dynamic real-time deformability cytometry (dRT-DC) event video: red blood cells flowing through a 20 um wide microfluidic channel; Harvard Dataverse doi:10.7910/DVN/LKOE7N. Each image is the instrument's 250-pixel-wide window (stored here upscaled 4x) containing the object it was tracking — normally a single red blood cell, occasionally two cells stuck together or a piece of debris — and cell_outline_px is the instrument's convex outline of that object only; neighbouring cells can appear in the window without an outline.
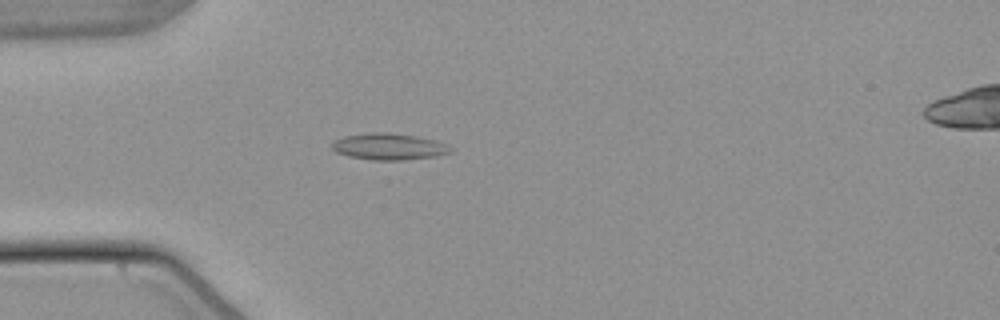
{"species": "common noctule bat (a hibernating species)", "species_latin": "Nyctalus noctula", "temperature_condition": "warm", "stored_images_in_passage": 39, "camera_frame_rate_fps": 3000, "um_per_image_px": 0.085, "animal": {"sex": "male", "body_mass_g": 21.5, "forearm_length_mm": 52.0}, "frame": {"image": 1, "passage_image": 1, "time_ms": 0.0, "image_size_px": [1000, 320], "cell_outline_px": [[452, 152], [436, 156], [400, 160], [372, 160], [348, 156], [336, 152], [332, 148], [332, 144], [336, 140], [344, 136], [372, 132], [388, 132], [416, 136], [436, 140], [448, 144], [452, 148]], "centroid_in_image_um": [33.09, 12.46], "position_along_channel_um": 51.9, "area_um2": 18.32}}
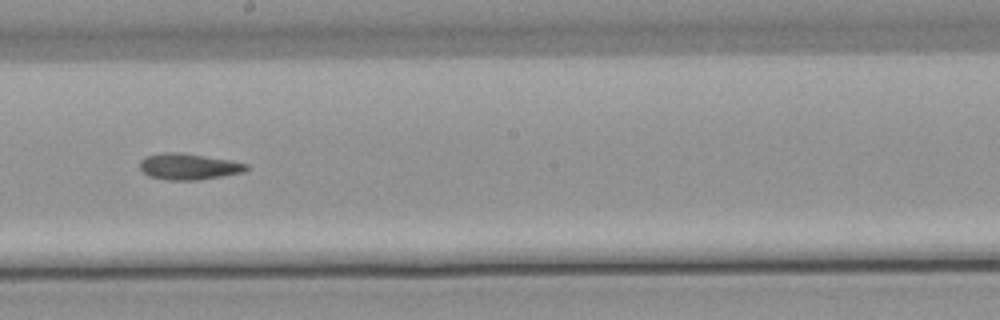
{"frame": {"image": 2, "passage_image": 16, "time_ms": 5.0, "image_size_px": [1000, 320], "cell_outline_px": [[248, 168], [244, 172], [196, 180], [168, 180], [148, 176], [140, 168], [140, 160], [144, 156], [160, 152], [184, 152], [232, 160], [248, 164]], "centroid_in_image_um": [16.01, 14.13], "position_along_channel_um": 232.2, "area_um2": 16.47}}
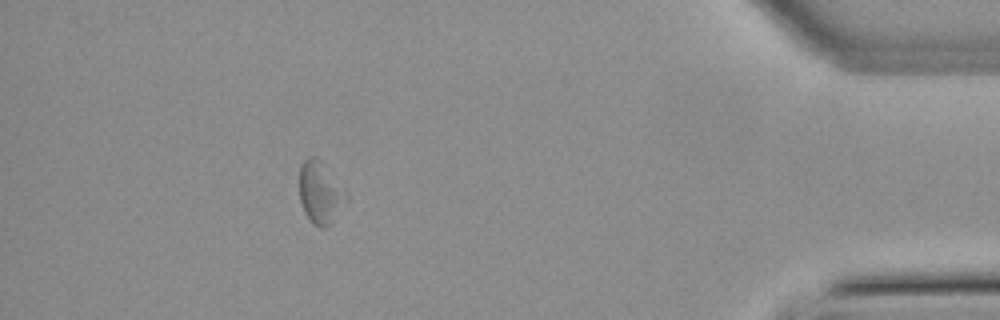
{"frame": {"image": 3, "passage_image": 34, "time_ms": 11.0, "image_size_px": [1000, 320], "cell_outline_px": [[340, 200], [332, 224], [324, 228], [320, 228], [312, 224], [304, 212], [300, 200], [300, 164], [308, 156], [316, 156], [320, 160], [340, 196]], "centroid_in_image_um": [27.01, 16.41], "position_along_channel_um": 408.2, "area_um2": 14.97}, "authors_computed_cell_mechanics": {"area_um2": 16.0684, "velocity_mm_per_s": 3.8137, "shape_relaxation_time_tau1_ms": null, "shape_relaxation_time_tau2_ms": 4.4125, "deformation_change_tau1": null, "deformation_change_tau2": 0.062}}